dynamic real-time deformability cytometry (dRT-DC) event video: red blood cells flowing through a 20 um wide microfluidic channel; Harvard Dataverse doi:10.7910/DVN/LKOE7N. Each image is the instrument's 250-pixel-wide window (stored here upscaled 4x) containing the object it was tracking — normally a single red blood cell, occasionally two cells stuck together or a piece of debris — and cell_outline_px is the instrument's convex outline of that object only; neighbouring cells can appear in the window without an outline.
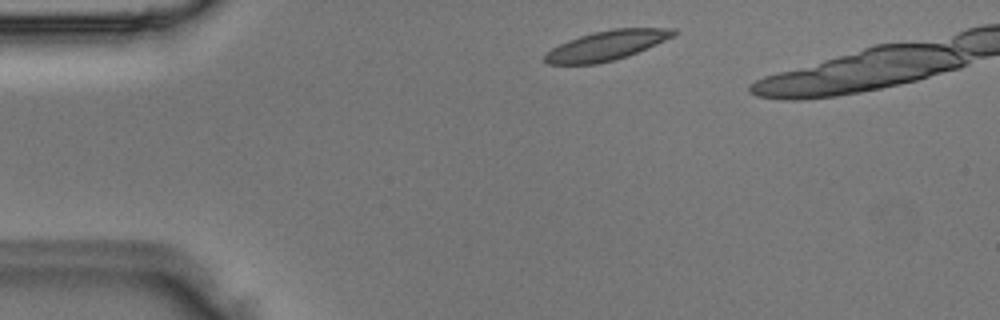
{"species": "Egyptian fruit bat (a non-hibernating species)", "species_latin": "Rousettus aegyptiacus", "temperature_condition": "room temperature", "stored_images_in_passage": 33, "camera_frame_rate_fps": 3000, "um_per_image_px": 0.085, "animal": {"sex": "male"}, "frame": {"image": 1, "passage_image": 2, "time_ms": 0.333, "image_size_px": [1000, 320], "cell_outline_px": [[676, 36], [628, 56], [596, 64], [548, 64], [544, 60], [544, 56], [552, 48], [568, 40], [592, 32], [612, 28], [676, 28]], "centroid_in_image_um": [51.6, 3.85], "position_along_channel_um": 33.4, "area_um2": 22.2}}
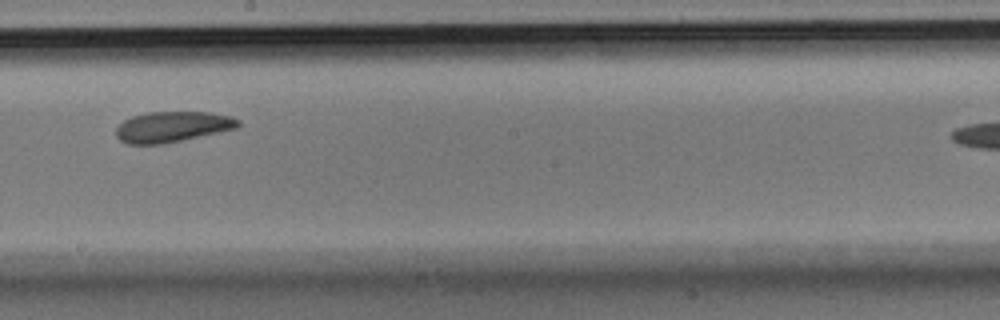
{"frame": {"image": 2, "passage_image": 20, "time_ms": 6.333, "image_size_px": [1000, 320], "cell_outline_px": [[240, 124], [236, 128], [180, 140], [160, 144], [128, 144], [120, 140], [116, 136], [116, 128], [124, 120], [132, 116], [148, 112], [212, 112], [232, 116], [240, 120]], "centroid_in_image_um": [14.64, 10.76], "position_along_channel_um": 233.6, "area_um2": 21.62}}
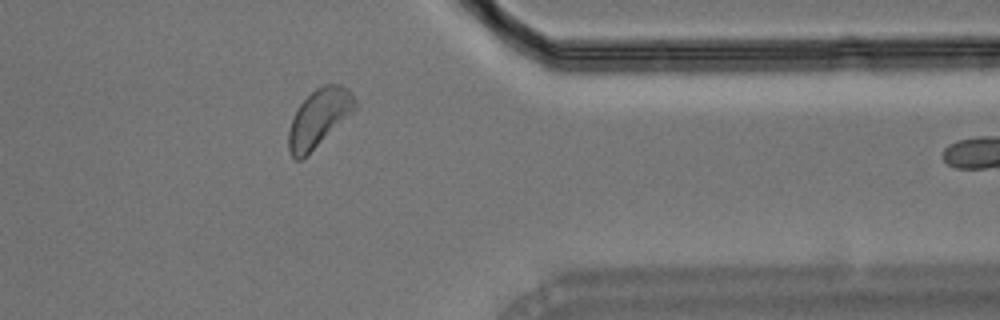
{"frame": {"image": 3, "passage_image": 32, "time_ms": 10.333, "image_size_px": [1000, 320], "cell_outline_px": [[356, 108], [352, 112], [300, 160], [296, 160], [288, 152], [288, 132], [296, 108], [316, 88], [324, 84], [340, 84], [348, 88], [356, 100]], "centroid_in_image_um": [27.09, 9.99], "position_along_channel_um": 384.3, "area_um2": 21.73}}